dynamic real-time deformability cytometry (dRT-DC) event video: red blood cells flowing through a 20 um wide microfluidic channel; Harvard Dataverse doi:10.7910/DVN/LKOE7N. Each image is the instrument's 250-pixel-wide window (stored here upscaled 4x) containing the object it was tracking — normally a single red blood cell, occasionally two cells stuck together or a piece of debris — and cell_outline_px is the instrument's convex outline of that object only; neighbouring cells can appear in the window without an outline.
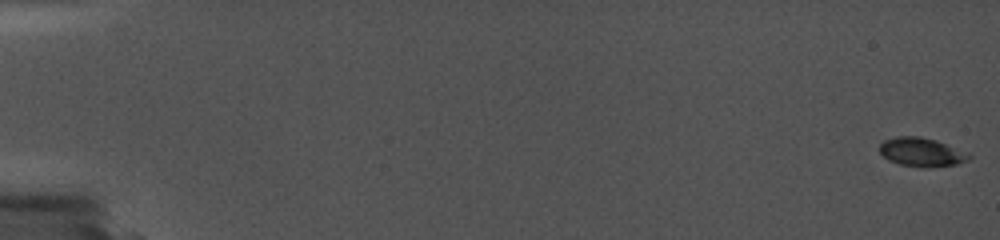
{"species": "common noctule bat (a hibernating species)", "species_latin": "Nyctalus noctula", "temperature_condition": "cold", "stored_images_in_passage": 2, "camera_frame_rate_fps": 5000, "um_per_image_px": 0.085, "animal": {"sex": "female", "body_mass_g": 19.0, "forearm_length_mm": 56.7}, "frame": {"image": 1, "passage_image": 2, "time_ms": 0.4, "image_size_px": [1000, 240], "cell_outline_px": [[972, 156], [968, 160], [956, 164], [932, 168], [920, 168], [900, 164], [888, 160], [876, 148], [880, 140], [896, 136], [920, 136], [936, 140], [972, 152]], "centroid_in_image_um": [78.33, 12.92], "position_along_channel_um": 6.7, "area_um2": 15.72}}